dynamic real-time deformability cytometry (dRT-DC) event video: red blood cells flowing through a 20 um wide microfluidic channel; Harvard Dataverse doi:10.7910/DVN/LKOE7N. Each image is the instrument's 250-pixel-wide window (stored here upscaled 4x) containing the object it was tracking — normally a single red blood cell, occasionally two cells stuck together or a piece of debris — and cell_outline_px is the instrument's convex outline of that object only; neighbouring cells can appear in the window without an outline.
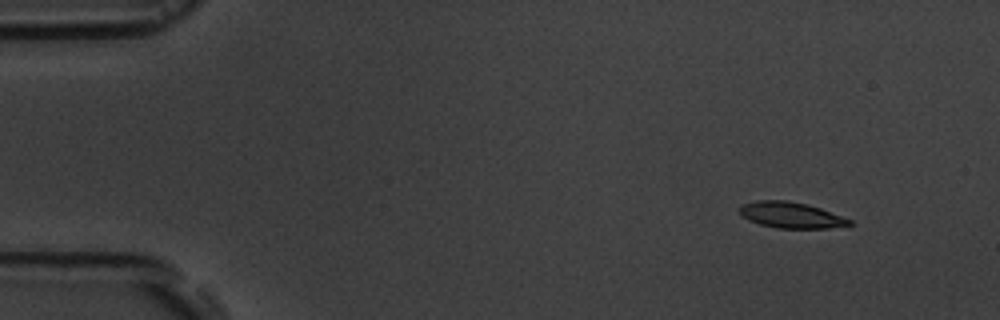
{"species": "common noctule bat (a hibernating species)", "species_latin": "Nyctalus noctula", "temperature_condition": "room temperature", "stored_images_in_passage": 5, "camera_frame_rate_fps": 3000, "um_per_image_px": 0.085, "animal": {"sex": "male", "body_mass_g": 19.5, "forearm_length_mm": 54.6}, "frame": {"image": 1, "passage_image": 1, "time_ms": 0.0, "image_size_px": [1000, 320], "cell_outline_px": [[852, 224], [828, 228], [776, 228], [760, 224], [748, 220], [740, 212], [740, 204], [756, 200], [784, 200], [808, 204], [820, 208], [852, 220]], "centroid_in_image_um": [67.21, 18.27], "position_along_channel_um": 17.8, "area_um2": 16.53}}
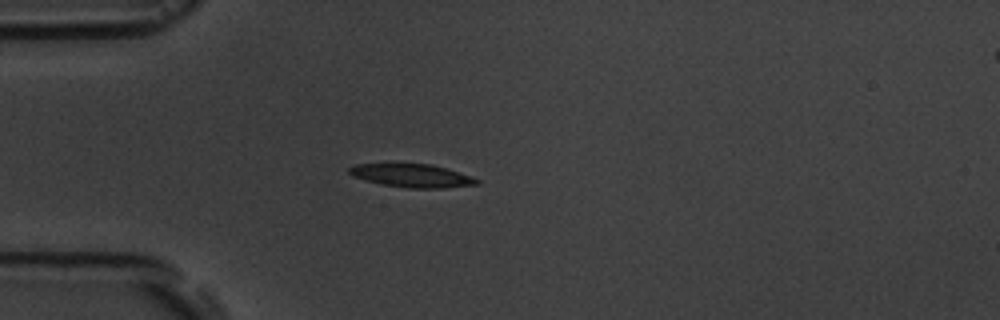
{"frame": {"image": 2, "passage_image": 4, "time_ms": 3.333, "image_size_px": [1000, 320], "cell_outline_px": [[480, 184], [444, 188], [408, 188], [380, 184], [352, 176], [348, 172], [348, 168], [356, 164], [432, 164], [472, 176], [480, 180]], "centroid_in_image_um": [35.04, 14.93], "position_along_channel_um": 50.0, "area_um2": 17.28}}